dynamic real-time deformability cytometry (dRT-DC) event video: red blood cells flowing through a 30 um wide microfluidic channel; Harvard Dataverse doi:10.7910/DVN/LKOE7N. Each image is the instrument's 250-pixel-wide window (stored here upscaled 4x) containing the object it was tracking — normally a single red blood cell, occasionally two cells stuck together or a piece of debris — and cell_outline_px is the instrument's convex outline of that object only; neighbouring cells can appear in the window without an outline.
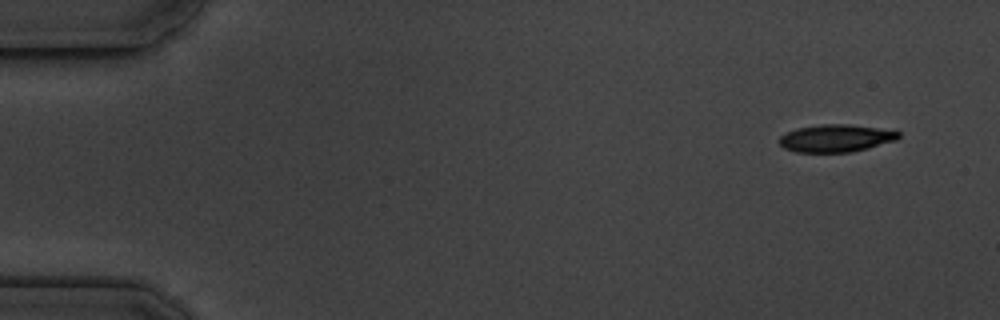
{"species": "common noctule bat (a hibernating species)", "species_latin": "Nyctalus noctula", "temperature_condition": "cold", "stored_images_in_passage": 6, "segment_of_instrument_passage": [1, 2], "camera_frame_rate_fps": 3000, "um_per_image_px": 0.085, "animal": {"sex": "male", "body_mass_g": 19.5, "forearm_length_mm": 54.6}, "frame": {"image": 1, "passage_image": 1, "time_ms": 0.0, "image_size_px": [1000, 320], "cell_outline_px": [[900, 136], [896, 140], [868, 148], [852, 152], [796, 152], [784, 148], [776, 140], [780, 136], [796, 128], [820, 124], [848, 124], [880, 128], [900, 132]], "centroid_in_image_um": [71.03, 11.75], "position_along_channel_um": 14.0, "area_um2": 19.19}}